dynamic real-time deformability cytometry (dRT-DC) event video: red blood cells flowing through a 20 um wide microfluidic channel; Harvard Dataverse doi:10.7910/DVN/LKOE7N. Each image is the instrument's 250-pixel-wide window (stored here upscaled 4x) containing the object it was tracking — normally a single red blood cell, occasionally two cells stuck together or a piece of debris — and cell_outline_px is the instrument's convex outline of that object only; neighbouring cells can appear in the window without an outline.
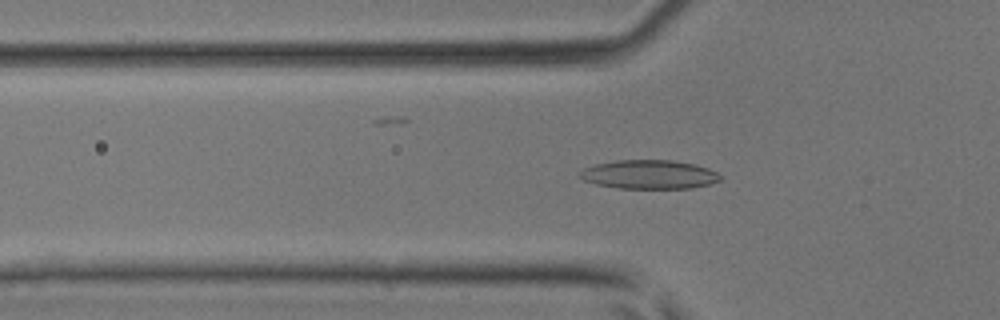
{"species": "common noctule bat (a hibernating species)", "species_latin": "Nyctalus noctula", "temperature_condition": "room temperature", "stored_images_in_passage": 45, "camera_frame_rate_fps": 3000, "um_per_image_px": 0.085, "animal": {"sex": "male", "body_mass_g": 17.9, "forearm_length_mm": 54.2}, "frame": {"image": 1, "passage_image": 15, "time_ms": 4.667, "image_size_px": [1000, 320], "cell_outline_px": [[724, 176], [720, 180], [708, 184], [692, 188], [616, 188], [596, 184], [584, 180], [580, 176], [580, 172], [584, 168], [596, 164], [616, 160], [672, 160], [696, 164], [708, 168]], "centroid_in_image_um": [55.21, 14.82], "position_along_channel_um": 70.6, "area_um2": 23.64}}
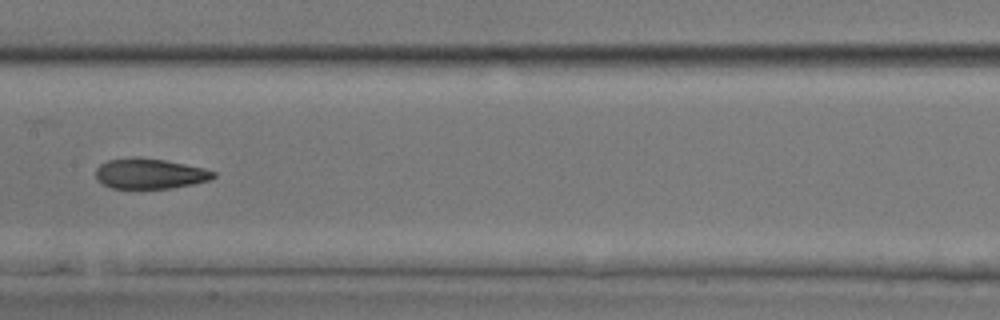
{"frame": {"image": 2, "passage_image": 23, "time_ms": 7.333, "image_size_px": [1000, 320], "cell_outline_px": [[216, 176], [208, 180], [192, 184], [172, 188], [112, 188], [104, 184], [96, 176], [96, 168], [100, 164], [108, 160], [164, 160], [204, 168], [216, 172]], "centroid_in_image_um": [12.78, 14.8], "position_along_channel_um": 194.6, "area_um2": 19.83}}
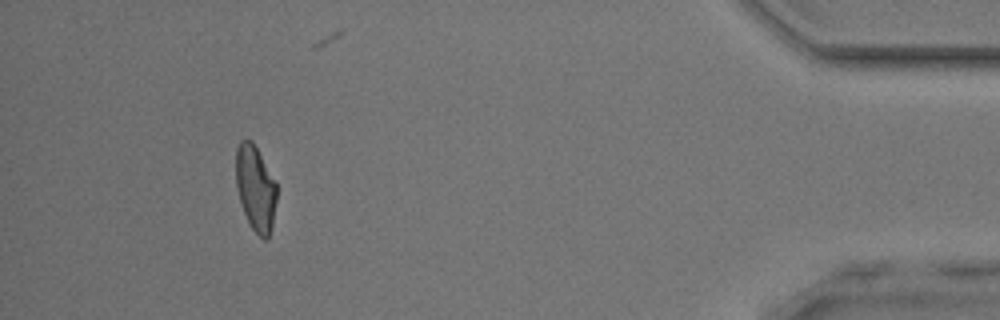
{"frame": {"image": 3, "passage_image": 41, "time_ms": 13.333, "image_size_px": [1000, 320], "cell_outline_px": [[276, 200], [272, 228], [268, 240], [264, 240], [252, 228], [244, 212], [236, 188], [236, 148], [240, 140], [252, 140], [276, 180]], "centroid_in_image_um": [21.73, 15.98], "position_along_channel_um": 413.5, "area_um2": 20.4}}